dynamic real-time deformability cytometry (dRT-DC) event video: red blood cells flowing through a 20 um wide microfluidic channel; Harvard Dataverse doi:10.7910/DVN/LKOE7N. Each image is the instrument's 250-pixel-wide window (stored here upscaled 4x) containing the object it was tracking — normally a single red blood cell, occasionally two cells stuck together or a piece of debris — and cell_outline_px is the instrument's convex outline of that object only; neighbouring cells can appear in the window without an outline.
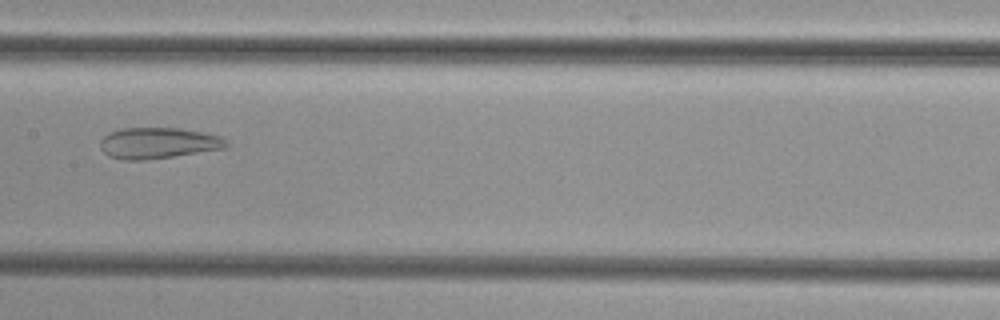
{"species": "common noctule bat (a hibernating species)", "species_latin": "Nyctalus noctula", "temperature_condition": "cold", "stored_images_in_passage": 9, "camera_frame_rate_fps": 3000, "um_per_image_px": 0.085, "animal": {"sex": "female", "body_mass_g": 29.2, "forearm_length_mm": 56.3}, "frame": {"image": 1, "passage_image": 8, "time_ms": 2.333, "image_size_px": [1000, 320], "cell_outline_px": [[228, 148], [144, 160], [124, 160], [108, 156], [100, 148], [100, 140], [108, 132], [120, 128], [180, 128], [204, 132], [220, 136], [228, 140]], "centroid_in_image_um": [13.44, 12.15], "position_along_channel_um": 194.0, "area_um2": 23.0}}
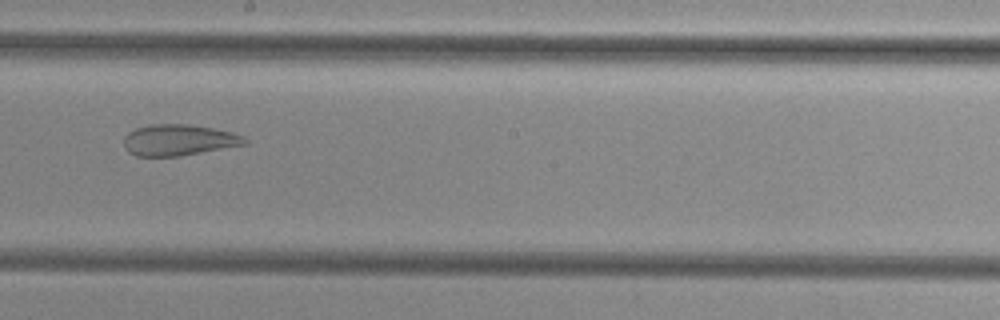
{"frame": {"image": 2, "passage_image": 9, "time_ms": 2.667, "image_size_px": [1000, 320], "cell_outline_px": [[248, 144], [180, 156], [136, 156], [128, 152], [124, 144], [124, 136], [128, 132], [136, 128], [148, 124], [188, 124], [212, 128], [232, 132], [244, 136], [248, 140]], "centroid_in_image_um": [15.2, 11.9], "position_along_channel_um": 233.0, "area_um2": 22.08}}